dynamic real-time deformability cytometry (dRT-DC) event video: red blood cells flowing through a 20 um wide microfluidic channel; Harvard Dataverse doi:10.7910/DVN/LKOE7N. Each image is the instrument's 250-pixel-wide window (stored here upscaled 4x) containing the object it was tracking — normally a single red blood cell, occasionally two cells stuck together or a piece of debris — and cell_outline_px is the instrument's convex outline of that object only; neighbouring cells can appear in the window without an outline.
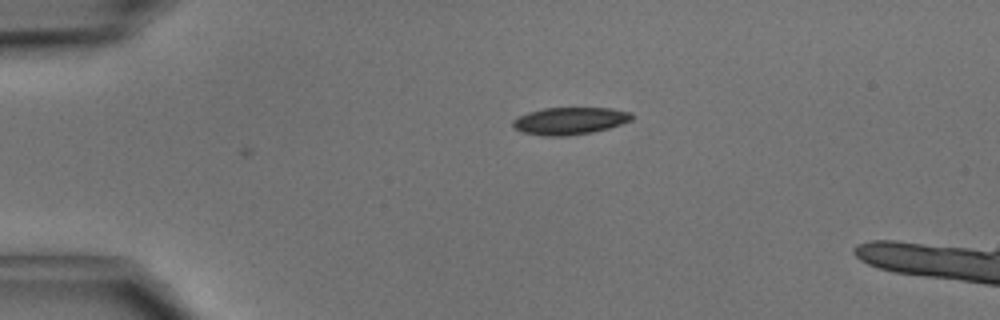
{"species": "common noctule bat (a hibernating species)", "species_latin": "Nyctalus noctula", "temperature_condition": "cold", "stored_images_in_passage": 2, "camera_frame_rate_fps": 3000, "um_per_image_px": 0.085, "animal": {"sex": "male", "body_mass_g": 15.6}, "frame": {"image": 1, "passage_image": 2, "time_ms": 0.333, "image_size_px": [1000, 320], "cell_outline_px": [[632, 120], [608, 128], [592, 132], [568, 136], [544, 136], [520, 132], [512, 124], [512, 120], [516, 116], [528, 112], [544, 108], [612, 108], [632, 112]], "centroid_in_image_um": [48.4, 10.27], "position_along_channel_um": 36.6, "area_um2": 19.02}}